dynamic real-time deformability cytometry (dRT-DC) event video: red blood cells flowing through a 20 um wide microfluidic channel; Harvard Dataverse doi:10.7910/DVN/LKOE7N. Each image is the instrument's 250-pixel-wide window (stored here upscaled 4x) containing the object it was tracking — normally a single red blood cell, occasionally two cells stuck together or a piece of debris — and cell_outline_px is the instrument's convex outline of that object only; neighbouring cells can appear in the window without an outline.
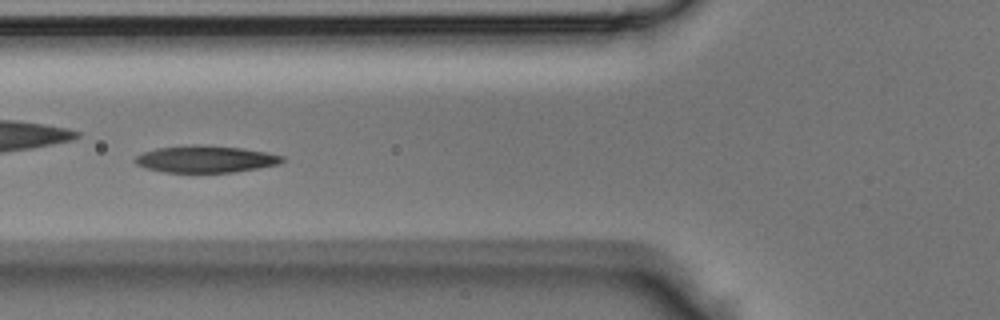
{"species": "Egyptian fruit bat (a non-hibernating species)", "species_latin": "Rousettus aegyptiacus", "temperature_condition": "room temperature", "stored_images_in_passage": 38, "camera_frame_rate_fps": 3000, "um_per_image_px": 0.085, "animal": {"sex": "male"}, "frame": {"image": 1, "passage_image": 12, "time_ms": 3.667, "image_size_px": [1000, 320], "cell_outline_px": [[284, 160], [280, 164], [260, 168], [232, 172], [164, 172], [148, 168], [136, 164], [132, 160], [136, 156], [144, 152], [156, 148], [192, 144], [200, 144], [244, 148], [284, 156]], "centroid_in_image_um": [17.48, 13.51], "position_along_channel_um": 108.3, "area_um2": 23.18}}
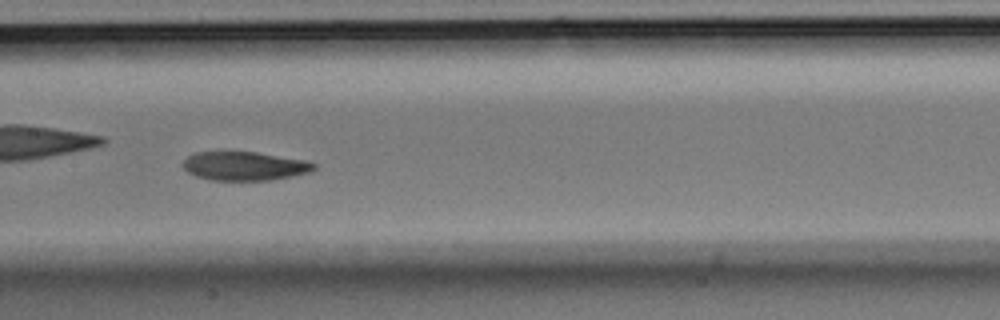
{"frame": {"image": 2, "passage_image": 17, "time_ms": 5.333, "image_size_px": [1000, 320], "cell_outline_px": [[316, 168], [308, 172], [292, 176], [268, 180], [212, 180], [196, 176], [188, 172], [184, 168], [184, 160], [188, 156], [196, 152], [256, 152], [304, 160], [316, 164]], "centroid_in_image_um": [20.78, 14.11], "position_along_channel_um": 186.6, "area_um2": 21.68}}